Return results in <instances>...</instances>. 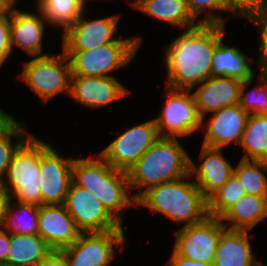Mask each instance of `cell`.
Returning <instances> with one entry per match:
<instances>
[{
	"label": "cell",
	"mask_w": 267,
	"mask_h": 266,
	"mask_svg": "<svg viewBox=\"0 0 267 266\" xmlns=\"http://www.w3.org/2000/svg\"><path fill=\"white\" fill-rule=\"evenodd\" d=\"M223 25L199 24L184 30L166 49L168 88L193 90L211 77L212 57L223 38Z\"/></svg>",
	"instance_id": "6da1fadb"
},
{
	"label": "cell",
	"mask_w": 267,
	"mask_h": 266,
	"mask_svg": "<svg viewBox=\"0 0 267 266\" xmlns=\"http://www.w3.org/2000/svg\"><path fill=\"white\" fill-rule=\"evenodd\" d=\"M190 159L177 138L159 137L127 171L130 189L140 190L134 198L137 200L152 186L190 175Z\"/></svg>",
	"instance_id": "7a4b0ae2"
},
{
	"label": "cell",
	"mask_w": 267,
	"mask_h": 266,
	"mask_svg": "<svg viewBox=\"0 0 267 266\" xmlns=\"http://www.w3.org/2000/svg\"><path fill=\"white\" fill-rule=\"evenodd\" d=\"M187 177L150 187L137 200L155 213H161L176 223L190 226L203 221L208 216L207 198L193 181Z\"/></svg>",
	"instance_id": "3957f363"
},
{
	"label": "cell",
	"mask_w": 267,
	"mask_h": 266,
	"mask_svg": "<svg viewBox=\"0 0 267 266\" xmlns=\"http://www.w3.org/2000/svg\"><path fill=\"white\" fill-rule=\"evenodd\" d=\"M40 139L31 135L14 153L8 166V179L1 185L17 202L40 207L42 196L40 176ZM10 186V187H9Z\"/></svg>",
	"instance_id": "277c9868"
},
{
	"label": "cell",
	"mask_w": 267,
	"mask_h": 266,
	"mask_svg": "<svg viewBox=\"0 0 267 266\" xmlns=\"http://www.w3.org/2000/svg\"><path fill=\"white\" fill-rule=\"evenodd\" d=\"M141 39L120 38L88 51H63L71 66V75L114 77L109 73L125 67L138 52Z\"/></svg>",
	"instance_id": "5b68a950"
},
{
	"label": "cell",
	"mask_w": 267,
	"mask_h": 266,
	"mask_svg": "<svg viewBox=\"0 0 267 266\" xmlns=\"http://www.w3.org/2000/svg\"><path fill=\"white\" fill-rule=\"evenodd\" d=\"M19 76L44 101L60 92L70 95L71 66L63 51L58 56H38L26 61Z\"/></svg>",
	"instance_id": "8992f818"
},
{
	"label": "cell",
	"mask_w": 267,
	"mask_h": 266,
	"mask_svg": "<svg viewBox=\"0 0 267 266\" xmlns=\"http://www.w3.org/2000/svg\"><path fill=\"white\" fill-rule=\"evenodd\" d=\"M167 100L160 116L154 119L159 136L177 138L189 136L202 128V118L191 90L166 87Z\"/></svg>",
	"instance_id": "52a82bcc"
},
{
	"label": "cell",
	"mask_w": 267,
	"mask_h": 266,
	"mask_svg": "<svg viewBox=\"0 0 267 266\" xmlns=\"http://www.w3.org/2000/svg\"><path fill=\"white\" fill-rule=\"evenodd\" d=\"M63 205L82 233L123 230V224L106 209L92 192L73 182H71Z\"/></svg>",
	"instance_id": "ba28073f"
},
{
	"label": "cell",
	"mask_w": 267,
	"mask_h": 266,
	"mask_svg": "<svg viewBox=\"0 0 267 266\" xmlns=\"http://www.w3.org/2000/svg\"><path fill=\"white\" fill-rule=\"evenodd\" d=\"M159 137L152 119L125 130L99 155L114 169L127 172Z\"/></svg>",
	"instance_id": "9c48e42d"
},
{
	"label": "cell",
	"mask_w": 267,
	"mask_h": 266,
	"mask_svg": "<svg viewBox=\"0 0 267 266\" xmlns=\"http://www.w3.org/2000/svg\"><path fill=\"white\" fill-rule=\"evenodd\" d=\"M124 230L81 233L70 246L61 249L69 266H108L114 247L124 250Z\"/></svg>",
	"instance_id": "30bf717a"
},
{
	"label": "cell",
	"mask_w": 267,
	"mask_h": 266,
	"mask_svg": "<svg viewBox=\"0 0 267 266\" xmlns=\"http://www.w3.org/2000/svg\"><path fill=\"white\" fill-rule=\"evenodd\" d=\"M225 228L220 218L211 216L197 224L183 226L175 232L173 250L184 258L213 264L220 234Z\"/></svg>",
	"instance_id": "8fae6325"
},
{
	"label": "cell",
	"mask_w": 267,
	"mask_h": 266,
	"mask_svg": "<svg viewBox=\"0 0 267 266\" xmlns=\"http://www.w3.org/2000/svg\"><path fill=\"white\" fill-rule=\"evenodd\" d=\"M54 149L40 139V176L38 181L42 205L63 204L72 182L74 159L63 158Z\"/></svg>",
	"instance_id": "7c38bea8"
},
{
	"label": "cell",
	"mask_w": 267,
	"mask_h": 266,
	"mask_svg": "<svg viewBox=\"0 0 267 266\" xmlns=\"http://www.w3.org/2000/svg\"><path fill=\"white\" fill-rule=\"evenodd\" d=\"M84 12L63 34V51H88L113 43L119 15L90 21L84 20Z\"/></svg>",
	"instance_id": "4fadbf2b"
},
{
	"label": "cell",
	"mask_w": 267,
	"mask_h": 266,
	"mask_svg": "<svg viewBox=\"0 0 267 266\" xmlns=\"http://www.w3.org/2000/svg\"><path fill=\"white\" fill-rule=\"evenodd\" d=\"M129 91L115 77L71 75L69 96L93 109L122 99Z\"/></svg>",
	"instance_id": "5bb4252c"
},
{
	"label": "cell",
	"mask_w": 267,
	"mask_h": 266,
	"mask_svg": "<svg viewBox=\"0 0 267 266\" xmlns=\"http://www.w3.org/2000/svg\"><path fill=\"white\" fill-rule=\"evenodd\" d=\"M210 116L207 124L202 121V128L207 127L203 146L222 149L231 142L240 144L249 117L240 104L224 107Z\"/></svg>",
	"instance_id": "9a60e30c"
},
{
	"label": "cell",
	"mask_w": 267,
	"mask_h": 266,
	"mask_svg": "<svg viewBox=\"0 0 267 266\" xmlns=\"http://www.w3.org/2000/svg\"><path fill=\"white\" fill-rule=\"evenodd\" d=\"M127 190L130 191L127 172L114 169L99 155V187L96 198L121 224V210L136 206V199Z\"/></svg>",
	"instance_id": "2e32d148"
},
{
	"label": "cell",
	"mask_w": 267,
	"mask_h": 266,
	"mask_svg": "<svg viewBox=\"0 0 267 266\" xmlns=\"http://www.w3.org/2000/svg\"><path fill=\"white\" fill-rule=\"evenodd\" d=\"M82 232L63 204L39 207L38 235L56 251L70 246Z\"/></svg>",
	"instance_id": "e0dca14e"
},
{
	"label": "cell",
	"mask_w": 267,
	"mask_h": 266,
	"mask_svg": "<svg viewBox=\"0 0 267 266\" xmlns=\"http://www.w3.org/2000/svg\"><path fill=\"white\" fill-rule=\"evenodd\" d=\"M200 152L202 162L199 166L196 167L194 161L190 159V175H195L193 182L208 198L234 174V167L225 159L220 148L202 145Z\"/></svg>",
	"instance_id": "ac0fdd59"
},
{
	"label": "cell",
	"mask_w": 267,
	"mask_h": 266,
	"mask_svg": "<svg viewBox=\"0 0 267 266\" xmlns=\"http://www.w3.org/2000/svg\"><path fill=\"white\" fill-rule=\"evenodd\" d=\"M241 83V80L230 77H209L198 84L192 94L202 121L208 112L239 104Z\"/></svg>",
	"instance_id": "d6986e66"
},
{
	"label": "cell",
	"mask_w": 267,
	"mask_h": 266,
	"mask_svg": "<svg viewBox=\"0 0 267 266\" xmlns=\"http://www.w3.org/2000/svg\"><path fill=\"white\" fill-rule=\"evenodd\" d=\"M45 18L34 13L12 8L10 11L11 46H16L31 56L42 57Z\"/></svg>",
	"instance_id": "ffe728a7"
},
{
	"label": "cell",
	"mask_w": 267,
	"mask_h": 266,
	"mask_svg": "<svg viewBox=\"0 0 267 266\" xmlns=\"http://www.w3.org/2000/svg\"><path fill=\"white\" fill-rule=\"evenodd\" d=\"M249 231L225 228L217 244L213 266H260L251 251Z\"/></svg>",
	"instance_id": "44dd1931"
},
{
	"label": "cell",
	"mask_w": 267,
	"mask_h": 266,
	"mask_svg": "<svg viewBox=\"0 0 267 266\" xmlns=\"http://www.w3.org/2000/svg\"><path fill=\"white\" fill-rule=\"evenodd\" d=\"M266 217L267 196L245 194L220 217V220L227 229L250 231Z\"/></svg>",
	"instance_id": "7402d4cb"
},
{
	"label": "cell",
	"mask_w": 267,
	"mask_h": 266,
	"mask_svg": "<svg viewBox=\"0 0 267 266\" xmlns=\"http://www.w3.org/2000/svg\"><path fill=\"white\" fill-rule=\"evenodd\" d=\"M222 41L223 38L213 53L211 77H230L241 81L253 77L255 73L250 67L252 59L245 56L239 48L224 45Z\"/></svg>",
	"instance_id": "603a6c76"
},
{
	"label": "cell",
	"mask_w": 267,
	"mask_h": 266,
	"mask_svg": "<svg viewBox=\"0 0 267 266\" xmlns=\"http://www.w3.org/2000/svg\"><path fill=\"white\" fill-rule=\"evenodd\" d=\"M53 249L38 234H10V248L6 261L8 266H37Z\"/></svg>",
	"instance_id": "cb8c5ba5"
},
{
	"label": "cell",
	"mask_w": 267,
	"mask_h": 266,
	"mask_svg": "<svg viewBox=\"0 0 267 266\" xmlns=\"http://www.w3.org/2000/svg\"><path fill=\"white\" fill-rule=\"evenodd\" d=\"M135 9L181 29L199 25L189 13L185 0H145Z\"/></svg>",
	"instance_id": "d4e9b609"
},
{
	"label": "cell",
	"mask_w": 267,
	"mask_h": 266,
	"mask_svg": "<svg viewBox=\"0 0 267 266\" xmlns=\"http://www.w3.org/2000/svg\"><path fill=\"white\" fill-rule=\"evenodd\" d=\"M239 145L243 160L267 161V114L249 115Z\"/></svg>",
	"instance_id": "484cf974"
},
{
	"label": "cell",
	"mask_w": 267,
	"mask_h": 266,
	"mask_svg": "<svg viewBox=\"0 0 267 266\" xmlns=\"http://www.w3.org/2000/svg\"><path fill=\"white\" fill-rule=\"evenodd\" d=\"M37 1L38 12L45 18L46 23L64 28V32L76 22L86 9L80 0Z\"/></svg>",
	"instance_id": "4316f807"
},
{
	"label": "cell",
	"mask_w": 267,
	"mask_h": 266,
	"mask_svg": "<svg viewBox=\"0 0 267 266\" xmlns=\"http://www.w3.org/2000/svg\"><path fill=\"white\" fill-rule=\"evenodd\" d=\"M11 202L12 199L8 205L2 229H4L7 233L11 232V235L38 234L39 207L32 204ZM15 207L18 208V212L14 209ZM21 213L27 214V216L29 215L30 218H26V215L23 216Z\"/></svg>",
	"instance_id": "83f0119b"
},
{
	"label": "cell",
	"mask_w": 267,
	"mask_h": 266,
	"mask_svg": "<svg viewBox=\"0 0 267 266\" xmlns=\"http://www.w3.org/2000/svg\"><path fill=\"white\" fill-rule=\"evenodd\" d=\"M267 161L241 159L234 175L239 179L246 194L267 196Z\"/></svg>",
	"instance_id": "f1b7e54d"
},
{
	"label": "cell",
	"mask_w": 267,
	"mask_h": 266,
	"mask_svg": "<svg viewBox=\"0 0 267 266\" xmlns=\"http://www.w3.org/2000/svg\"><path fill=\"white\" fill-rule=\"evenodd\" d=\"M245 194L242 184L233 174L222 187L207 198L208 216L220 218Z\"/></svg>",
	"instance_id": "f546056e"
},
{
	"label": "cell",
	"mask_w": 267,
	"mask_h": 266,
	"mask_svg": "<svg viewBox=\"0 0 267 266\" xmlns=\"http://www.w3.org/2000/svg\"><path fill=\"white\" fill-rule=\"evenodd\" d=\"M259 85L246 93L245 89L255 78V75L240 86L239 104L249 115L267 114V68H259Z\"/></svg>",
	"instance_id": "4dcf8cb0"
},
{
	"label": "cell",
	"mask_w": 267,
	"mask_h": 266,
	"mask_svg": "<svg viewBox=\"0 0 267 266\" xmlns=\"http://www.w3.org/2000/svg\"><path fill=\"white\" fill-rule=\"evenodd\" d=\"M72 182L97 196L99 187V155L94 158H78L72 163Z\"/></svg>",
	"instance_id": "1f68e13d"
},
{
	"label": "cell",
	"mask_w": 267,
	"mask_h": 266,
	"mask_svg": "<svg viewBox=\"0 0 267 266\" xmlns=\"http://www.w3.org/2000/svg\"><path fill=\"white\" fill-rule=\"evenodd\" d=\"M18 122L5 136L0 137V184L4 181L8 166L16 150L32 135V133H24L25 124ZM12 136L17 141L12 143Z\"/></svg>",
	"instance_id": "d6a6232c"
},
{
	"label": "cell",
	"mask_w": 267,
	"mask_h": 266,
	"mask_svg": "<svg viewBox=\"0 0 267 266\" xmlns=\"http://www.w3.org/2000/svg\"><path fill=\"white\" fill-rule=\"evenodd\" d=\"M189 13L194 20L198 19V16L204 10H212L202 19H199V24H210V25H225L226 19L221 18L213 14V11H227L223 0H185Z\"/></svg>",
	"instance_id": "836d02e7"
},
{
	"label": "cell",
	"mask_w": 267,
	"mask_h": 266,
	"mask_svg": "<svg viewBox=\"0 0 267 266\" xmlns=\"http://www.w3.org/2000/svg\"><path fill=\"white\" fill-rule=\"evenodd\" d=\"M247 19L260 29V56H258V67L267 68V0L258 9L253 11Z\"/></svg>",
	"instance_id": "e575fe53"
},
{
	"label": "cell",
	"mask_w": 267,
	"mask_h": 266,
	"mask_svg": "<svg viewBox=\"0 0 267 266\" xmlns=\"http://www.w3.org/2000/svg\"><path fill=\"white\" fill-rule=\"evenodd\" d=\"M265 1L266 0H223L228 12L233 11L234 16H246V18Z\"/></svg>",
	"instance_id": "d590c367"
},
{
	"label": "cell",
	"mask_w": 267,
	"mask_h": 266,
	"mask_svg": "<svg viewBox=\"0 0 267 266\" xmlns=\"http://www.w3.org/2000/svg\"><path fill=\"white\" fill-rule=\"evenodd\" d=\"M13 47L10 38V14L0 18V67L10 56Z\"/></svg>",
	"instance_id": "8d00e7d4"
},
{
	"label": "cell",
	"mask_w": 267,
	"mask_h": 266,
	"mask_svg": "<svg viewBox=\"0 0 267 266\" xmlns=\"http://www.w3.org/2000/svg\"><path fill=\"white\" fill-rule=\"evenodd\" d=\"M37 266H69L66 258L61 251L53 250Z\"/></svg>",
	"instance_id": "74e56055"
},
{
	"label": "cell",
	"mask_w": 267,
	"mask_h": 266,
	"mask_svg": "<svg viewBox=\"0 0 267 266\" xmlns=\"http://www.w3.org/2000/svg\"><path fill=\"white\" fill-rule=\"evenodd\" d=\"M167 264L168 266H213V264L197 262V261L179 256L174 250Z\"/></svg>",
	"instance_id": "f35d334b"
},
{
	"label": "cell",
	"mask_w": 267,
	"mask_h": 266,
	"mask_svg": "<svg viewBox=\"0 0 267 266\" xmlns=\"http://www.w3.org/2000/svg\"><path fill=\"white\" fill-rule=\"evenodd\" d=\"M17 123L13 115L0 109V137L5 136Z\"/></svg>",
	"instance_id": "ab89813d"
},
{
	"label": "cell",
	"mask_w": 267,
	"mask_h": 266,
	"mask_svg": "<svg viewBox=\"0 0 267 266\" xmlns=\"http://www.w3.org/2000/svg\"><path fill=\"white\" fill-rule=\"evenodd\" d=\"M11 200L9 192L0 184V229H2L8 205Z\"/></svg>",
	"instance_id": "60d3db41"
},
{
	"label": "cell",
	"mask_w": 267,
	"mask_h": 266,
	"mask_svg": "<svg viewBox=\"0 0 267 266\" xmlns=\"http://www.w3.org/2000/svg\"><path fill=\"white\" fill-rule=\"evenodd\" d=\"M10 248V235L4 229H0V263L7 259Z\"/></svg>",
	"instance_id": "b9f144b4"
},
{
	"label": "cell",
	"mask_w": 267,
	"mask_h": 266,
	"mask_svg": "<svg viewBox=\"0 0 267 266\" xmlns=\"http://www.w3.org/2000/svg\"><path fill=\"white\" fill-rule=\"evenodd\" d=\"M15 5L12 0H0V18L8 16Z\"/></svg>",
	"instance_id": "7bdbcfd3"
},
{
	"label": "cell",
	"mask_w": 267,
	"mask_h": 266,
	"mask_svg": "<svg viewBox=\"0 0 267 266\" xmlns=\"http://www.w3.org/2000/svg\"><path fill=\"white\" fill-rule=\"evenodd\" d=\"M143 1H145V0H135V1L131 2V6L135 9Z\"/></svg>",
	"instance_id": "ee69618b"
},
{
	"label": "cell",
	"mask_w": 267,
	"mask_h": 266,
	"mask_svg": "<svg viewBox=\"0 0 267 266\" xmlns=\"http://www.w3.org/2000/svg\"><path fill=\"white\" fill-rule=\"evenodd\" d=\"M81 1V3L85 6L86 4H87V1L88 0H80Z\"/></svg>",
	"instance_id": "f6af8a7d"
},
{
	"label": "cell",
	"mask_w": 267,
	"mask_h": 266,
	"mask_svg": "<svg viewBox=\"0 0 267 266\" xmlns=\"http://www.w3.org/2000/svg\"><path fill=\"white\" fill-rule=\"evenodd\" d=\"M0 266H8V265H5V264H3V263H0Z\"/></svg>",
	"instance_id": "bcb514c9"
}]
</instances>
